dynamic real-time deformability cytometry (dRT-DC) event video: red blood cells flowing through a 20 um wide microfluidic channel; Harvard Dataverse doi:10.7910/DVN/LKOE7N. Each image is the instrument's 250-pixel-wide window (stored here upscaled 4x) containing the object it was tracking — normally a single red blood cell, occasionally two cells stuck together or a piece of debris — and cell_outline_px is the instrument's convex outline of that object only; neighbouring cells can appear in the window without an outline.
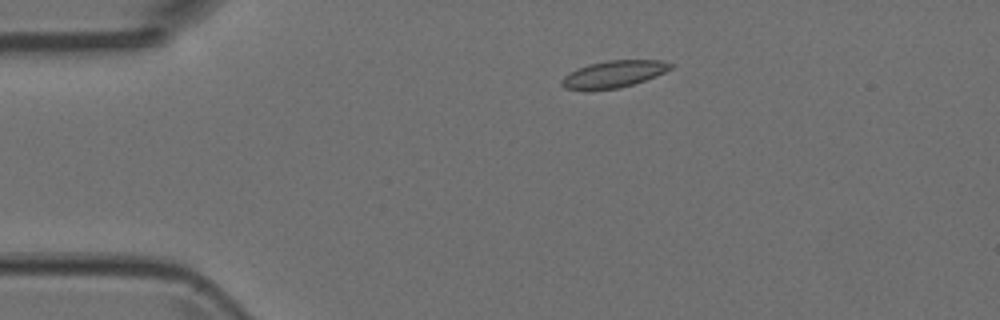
{"species": "Egyptian fruit bat (a non-hibernating species)", "species_latin": "Rousettus aegyptiacus", "temperature_condition": "room temperature", "stored_images_in_passage": 2, "camera_frame_rate_fps": 3000, "um_per_image_px": 0.085, "animal": {"sex": "female"}, "frame": {"image": 1, "passage_image": 1, "time_ms": 0.0, "image_size_px": [1000, 320], "cell_outline_px": [[672, 68], [656, 76], [620, 88], [588, 92], [584, 92], [564, 88], [560, 84], [560, 80], [568, 72], [576, 68], [588, 64], [608, 60], [660, 60], [672, 64]], "centroid_in_image_um": [52.05, 6.33], "position_along_channel_um": 32.9, "area_um2": 17.57}}